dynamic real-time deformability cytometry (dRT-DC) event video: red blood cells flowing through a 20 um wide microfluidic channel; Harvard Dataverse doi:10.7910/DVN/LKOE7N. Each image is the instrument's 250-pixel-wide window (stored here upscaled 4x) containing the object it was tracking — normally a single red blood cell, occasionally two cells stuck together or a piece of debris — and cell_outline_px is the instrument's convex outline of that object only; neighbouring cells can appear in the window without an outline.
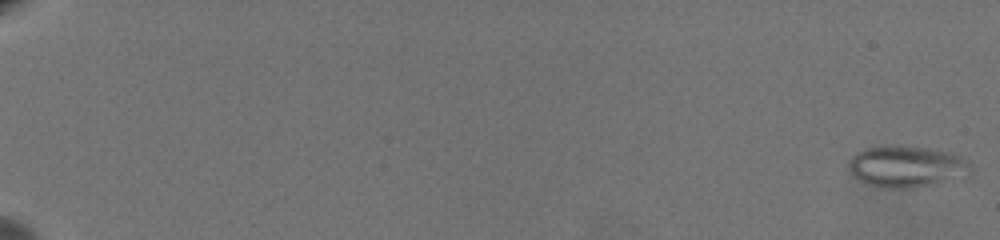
{"species": "common noctule bat (a hibernating species)", "species_latin": "Nyctalus noctula", "temperature_condition": "warm", "stored_images_in_passage": 64, "camera_frame_rate_fps": 3000, "um_per_image_px": 0.085, "animal": {"sex": "female", "body_mass_g": 19.5, "forearm_length_mm": 54.1}, "frame": {"image": 1, "passage_image": 1, "time_ms": 0.0, "image_size_px": [1000, 240], "cell_outline_px": [[976, 164], [972, 172], [968, 176], [936, 184], [912, 188], [888, 188], [864, 184], [852, 176], [848, 172], [848, 160], [856, 152], [864, 148], [928, 148], [952, 152]], "centroid_in_image_um": [77.13, 14.2], "position_along_channel_um": 7.9, "area_um2": 29.71}}
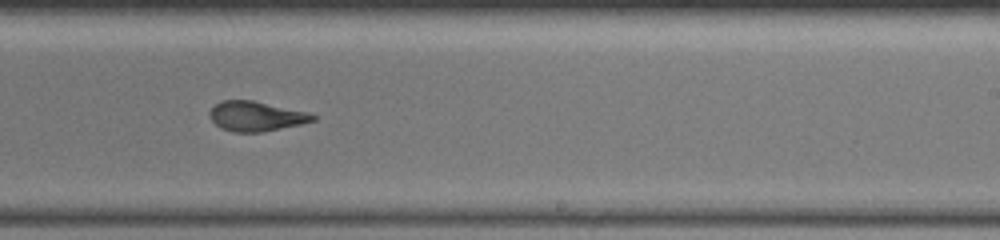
{"frame": {"image": 2, "passage_image": 44, "time_ms": 14.333, "image_size_px": [1000, 240], "cell_outline_px": [[316, 120], [300, 124], [264, 132], [232, 132], [220, 128], [208, 116], [208, 112], [220, 100], [252, 100], [308, 112], [316, 116]], "centroid_in_image_um": [21.74, 9.88], "position_along_channel_um": 267.3, "area_um2": 17.98}}
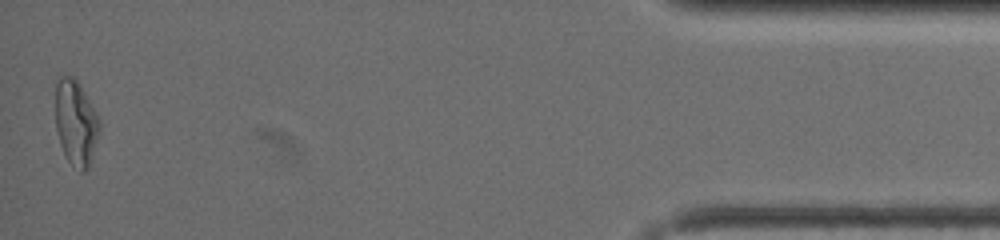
{"frame": {"image": 3, "passage_image": 64, "time_ms": 21.0, "image_size_px": [1000, 240], "cell_outline_px": [[100, 132], [88, 168], [80, 172], [68, 160], [60, 144], [56, 128], [56, 80], [60, 76], [76, 76], [100, 120]], "centroid_in_image_um": [6.45, 10.39], "position_along_channel_um": 428.7, "area_um2": 21.91}, "authors_computed_cell_mechanics": {"area_um2": 20.4901, "velocity_mm_per_s": 3.4776, "shape_relaxation_time_tau1_ms": 6.6242, "shape_relaxation_time_tau2_ms": 1.4693, "deformation_change_tau1": 0.2207, "deformation_change_tau2": 0.102}}